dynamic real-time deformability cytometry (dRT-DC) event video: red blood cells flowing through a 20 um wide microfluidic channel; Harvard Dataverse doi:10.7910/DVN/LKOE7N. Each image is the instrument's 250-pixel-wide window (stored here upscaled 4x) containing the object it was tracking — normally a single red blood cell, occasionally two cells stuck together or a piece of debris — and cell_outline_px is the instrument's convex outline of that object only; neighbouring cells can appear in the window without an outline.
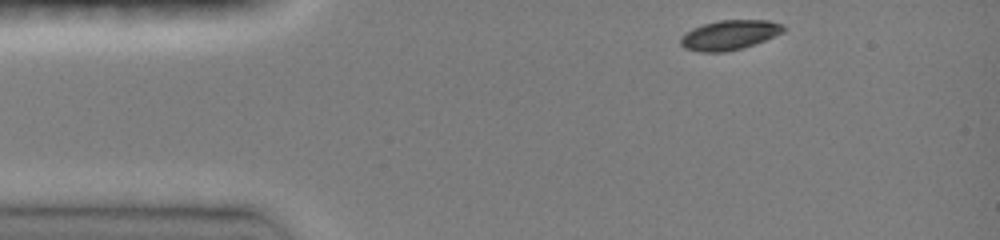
{"species": "common noctule bat (a hibernating species)", "species_latin": "Nyctalus noctula", "temperature_condition": "room temperature", "stored_images_in_passage": 46, "camera_frame_rate_fps": 3000, "um_per_image_px": 0.085, "animal": {"sex": "female", "body_mass_g": 19.0, "forearm_length_mm": 51.5}, "frame": {"image": 1, "passage_image": 1, "time_ms": 0.0, "image_size_px": [1000, 240], "cell_outline_px": [[784, 32], [744, 48], [724, 52], [700, 52], [684, 48], [680, 44], [680, 36], [692, 28], [704, 24], [720, 20], [768, 20], [784, 24]], "centroid_in_image_um": [61.99, 2.98], "position_along_channel_um": 23.0, "area_um2": 17.86}}
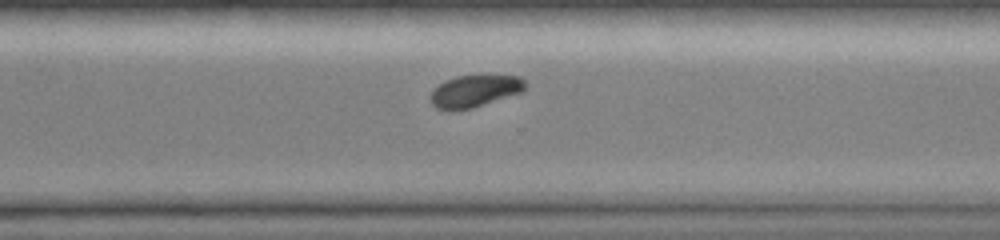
{"frame": {"image": 2, "passage_image": 36, "time_ms": 9.0, "image_size_px": [1000, 240], "cell_outline_px": [[524, 92], [472, 108], [448, 112], [436, 108], [432, 104], [432, 92], [444, 80], [456, 76], [524, 76]], "centroid_in_image_um": [40.36, 7.76], "position_along_channel_um": 330.2, "area_um2": 17.69}}
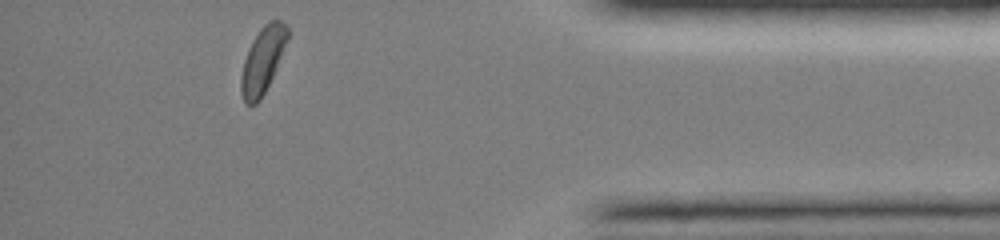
{"frame": {"image": 3, "passage_image": 46, "time_ms": 11.667, "image_size_px": [1000, 240], "cell_outline_px": [[288, 40], [272, 76], [260, 100], [256, 104], [244, 104], [240, 92], [240, 80], [244, 60], [248, 48], [252, 40], [260, 28], [268, 20], [280, 20], [288, 24]], "centroid_in_image_um": [22.31, 5.09], "position_along_channel_um": 412.9, "area_um2": 17.92}, "authors_computed_cell_mechanics": {"area_um2": 18.6694, "velocity_mm_per_s": 4.0751, "shape_relaxation_time_tau1_ms": 1.9406, "shape_relaxation_time_tau2_ms": null, "deformation_change_tau1": 0.1011, "deformation_change_tau2": null}}